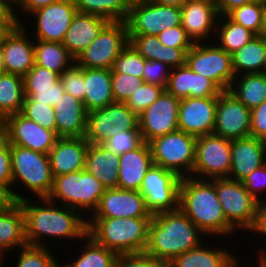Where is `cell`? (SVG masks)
I'll return each instance as SVG.
<instances>
[{"label":"cell","mask_w":266,"mask_h":267,"mask_svg":"<svg viewBox=\"0 0 266 267\" xmlns=\"http://www.w3.org/2000/svg\"><path fill=\"white\" fill-rule=\"evenodd\" d=\"M40 201L42 206L39 201L37 204L31 198L18 202L24 213L27 245L48 247L42 242L45 237L77 240L87 236L88 219L84 217V214L81 215L75 209L63 205H60V208L59 201L55 203L47 198H41Z\"/></svg>","instance_id":"1"},{"label":"cell","mask_w":266,"mask_h":267,"mask_svg":"<svg viewBox=\"0 0 266 267\" xmlns=\"http://www.w3.org/2000/svg\"><path fill=\"white\" fill-rule=\"evenodd\" d=\"M200 237L206 235L179 208L157 213L150 222L144 252L167 265L176 256L200 246Z\"/></svg>","instance_id":"2"},{"label":"cell","mask_w":266,"mask_h":267,"mask_svg":"<svg viewBox=\"0 0 266 267\" xmlns=\"http://www.w3.org/2000/svg\"><path fill=\"white\" fill-rule=\"evenodd\" d=\"M178 208L206 236L229 237L231 234L232 237L235 233L217 197L215 179L183 177L179 186Z\"/></svg>","instance_id":"3"},{"label":"cell","mask_w":266,"mask_h":267,"mask_svg":"<svg viewBox=\"0 0 266 267\" xmlns=\"http://www.w3.org/2000/svg\"><path fill=\"white\" fill-rule=\"evenodd\" d=\"M152 217L88 218V235L117 255L144 252Z\"/></svg>","instance_id":"4"},{"label":"cell","mask_w":266,"mask_h":267,"mask_svg":"<svg viewBox=\"0 0 266 267\" xmlns=\"http://www.w3.org/2000/svg\"><path fill=\"white\" fill-rule=\"evenodd\" d=\"M106 189L96 177L83 169L54 176L53 185L47 199L55 203L57 200L62 201L59 205L62 203L79 213L87 211L92 213V216L98 208Z\"/></svg>","instance_id":"5"},{"label":"cell","mask_w":266,"mask_h":267,"mask_svg":"<svg viewBox=\"0 0 266 267\" xmlns=\"http://www.w3.org/2000/svg\"><path fill=\"white\" fill-rule=\"evenodd\" d=\"M12 188L17 181L24 184L26 189L35 194L38 200L47 198L52 185L53 176L51 172L48 154H43L16 145H10Z\"/></svg>","instance_id":"6"},{"label":"cell","mask_w":266,"mask_h":267,"mask_svg":"<svg viewBox=\"0 0 266 267\" xmlns=\"http://www.w3.org/2000/svg\"><path fill=\"white\" fill-rule=\"evenodd\" d=\"M196 139V136L176 130L151 140L153 164L171 170L181 178L192 177Z\"/></svg>","instance_id":"7"},{"label":"cell","mask_w":266,"mask_h":267,"mask_svg":"<svg viewBox=\"0 0 266 267\" xmlns=\"http://www.w3.org/2000/svg\"><path fill=\"white\" fill-rule=\"evenodd\" d=\"M213 43L214 41L210 44L194 43L186 53L185 63L194 73H200L221 91H227L236 76L232 67V56Z\"/></svg>","instance_id":"8"},{"label":"cell","mask_w":266,"mask_h":267,"mask_svg":"<svg viewBox=\"0 0 266 267\" xmlns=\"http://www.w3.org/2000/svg\"><path fill=\"white\" fill-rule=\"evenodd\" d=\"M125 23L128 38L131 35L157 36L167 28L181 25V8L133 0Z\"/></svg>","instance_id":"9"},{"label":"cell","mask_w":266,"mask_h":267,"mask_svg":"<svg viewBox=\"0 0 266 267\" xmlns=\"http://www.w3.org/2000/svg\"><path fill=\"white\" fill-rule=\"evenodd\" d=\"M122 130H139V117L123 102H113L87 114L85 139L102 145Z\"/></svg>","instance_id":"10"},{"label":"cell","mask_w":266,"mask_h":267,"mask_svg":"<svg viewBox=\"0 0 266 267\" xmlns=\"http://www.w3.org/2000/svg\"><path fill=\"white\" fill-rule=\"evenodd\" d=\"M215 189L227 222L235 229L248 231L255 220L257 201L242 181L230 178L215 179Z\"/></svg>","instance_id":"11"},{"label":"cell","mask_w":266,"mask_h":267,"mask_svg":"<svg viewBox=\"0 0 266 267\" xmlns=\"http://www.w3.org/2000/svg\"><path fill=\"white\" fill-rule=\"evenodd\" d=\"M125 21L109 22L96 39L75 59L82 68L112 69L115 59L128 45Z\"/></svg>","instance_id":"12"},{"label":"cell","mask_w":266,"mask_h":267,"mask_svg":"<svg viewBox=\"0 0 266 267\" xmlns=\"http://www.w3.org/2000/svg\"><path fill=\"white\" fill-rule=\"evenodd\" d=\"M230 167L231 140L215 134L197 137L192 177L204 180L228 178Z\"/></svg>","instance_id":"13"},{"label":"cell","mask_w":266,"mask_h":267,"mask_svg":"<svg viewBox=\"0 0 266 267\" xmlns=\"http://www.w3.org/2000/svg\"><path fill=\"white\" fill-rule=\"evenodd\" d=\"M181 179L171 170L154 164L151 166L139 190L151 215L178 209Z\"/></svg>","instance_id":"14"},{"label":"cell","mask_w":266,"mask_h":267,"mask_svg":"<svg viewBox=\"0 0 266 267\" xmlns=\"http://www.w3.org/2000/svg\"><path fill=\"white\" fill-rule=\"evenodd\" d=\"M180 99L166 90L139 116V130L146 143L178 130Z\"/></svg>","instance_id":"15"},{"label":"cell","mask_w":266,"mask_h":267,"mask_svg":"<svg viewBox=\"0 0 266 267\" xmlns=\"http://www.w3.org/2000/svg\"><path fill=\"white\" fill-rule=\"evenodd\" d=\"M251 110L229 90L218 95L213 134L229 140L250 136Z\"/></svg>","instance_id":"16"},{"label":"cell","mask_w":266,"mask_h":267,"mask_svg":"<svg viewBox=\"0 0 266 267\" xmlns=\"http://www.w3.org/2000/svg\"><path fill=\"white\" fill-rule=\"evenodd\" d=\"M5 136L10 145L48 154L59 138L56 131L43 128L21 113L6 118Z\"/></svg>","instance_id":"17"},{"label":"cell","mask_w":266,"mask_h":267,"mask_svg":"<svg viewBox=\"0 0 266 267\" xmlns=\"http://www.w3.org/2000/svg\"><path fill=\"white\" fill-rule=\"evenodd\" d=\"M25 25L15 24L0 43L5 72L24 77L35 65L34 41Z\"/></svg>","instance_id":"18"},{"label":"cell","mask_w":266,"mask_h":267,"mask_svg":"<svg viewBox=\"0 0 266 267\" xmlns=\"http://www.w3.org/2000/svg\"><path fill=\"white\" fill-rule=\"evenodd\" d=\"M76 13L74 0H59L34 11L30 14L36 20L34 39L63 43L65 33Z\"/></svg>","instance_id":"19"},{"label":"cell","mask_w":266,"mask_h":267,"mask_svg":"<svg viewBox=\"0 0 266 267\" xmlns=\"http://www.w3.org/2000/svg\"><path fill=\"white\" fill-rule=\"evenodd\" d=\"M218 96L180 100L178 130L193 136L213 134Z\"/></svg>","instance_id":"20"},{"label":"cell","mask_w":266,"mask_h":267,"mask_svg":"<svg viewBox=\"0 0 266 267\" xmlns=\"http://www.w3.org/2000/svg\"><path fill=\"white\" fill-rule=\"evenodd\" d=\"M219 17L217 4L211 1L187 0L181 7V25L193 43L214 41L210 39L219 26Z\"/></svg>","instance_id":"21"},{"label":"cell","mask_w":266,"mask_h":267,"mask_svg":"<svg viewBox=\"0 0 266 267\" xmlns=\"http://www.w3.org/2000/svg\"><path fill=\"white\" fill-rule=\"evenodd\" d=\"M153 217L147 210L145 199L136 190L108 188L102 195L93 216L86 218Z\"/></svg>","instance_id":"22"},{"label":"cell","mask_w":266,"mask_h":267,"mask_svg":"<svg viewBox=\"0 0 266 267\" xmlns=\"http://www.w3.org/2000/svg\"><path fill=\"white\" fill-rule=\"evenodd\" d=\"M265 163V141L251 136L231 140V167L228 178L242 181Z\"/></svg>","instance_id":"23"},{"label":"cell","mask_w":266,"mask_h":267,"mask_svg":"<svg viewBox=\"0 0 266 267\" xmlns=\"http://www.w3.org/2000/svg\"><path fill=\"white\" fill-rule=\"evenodd\" d=\"M165 90L180 100L218 96L222 92L211 80L194 73L186 63L171 70Z\"/></svg>","instance_id":"24"},{"label":"cell","mask_w":266,"mask_h":267,"mask_svg":"<svg viewBox=\"0 0 266 267\" xmlns=\"http://www.w3.org/2000/svg\"><path fill=\"white\" fill-rule=\"evenodd\" d=\"M88 145L85 137H59L48 153L52 176L85 169Z\"/></svg>","instance_id":"25"},{"label":"cell","mask_w":266,"mask_h":267,"mask_svg":"<svg viewBox=\"0 0 266 267\" xmlns=\"http://www.w3.org/2000/svg\"><path fill=\"white\" fill-rule=\"evenodd\" d=\"M152 165L151 148L145 141L134 150L120 155L118 188L139 191L142 181Z\"/></svg>","instance_id":"26"},{"label":"cell","mask_w":266,"mask_h":267,"mask_svg":"<svg viewBox=\"0 0 266 267\" xmlns=\"http://www.w3.org/2000/svg\"><path fill=\"white\" fill-rule=\"evenodd\" d=\"M108 23L109 21L103 17L77 12L65 33L62 44L68 53L76 59Z\"/></svg>","instance_id":"27"},{"label":"cell","mask_w":266,"mask_h":267,"mask_svg":"<svg viewBox=\"0 0 266 267\" xmlns=\"http://www.w3.org/2000/svg\"><path fill=\"white\" fill-rule=\"evenodd\" d=\"M53 110L58 137H85L88 112L83 101L65 92Z\"/></svg>","instance_id":"28"},{"label":"cell","mask_w":266,"mask_h":267,"mask_svg":"<svg viewBox=\"0 0 266 267\" xmlns=\"http://www.w3.org/2000/svg\"><path fill=\"white\" fill-rule=\"evenodd\" d=\"M119 155L103 145L89 144L85 156V170L107 189L118 187Z\"/></svg>","instance_id":"29"},{"label":"cell","mask_w":266,"mask_h":267,"mask_svg":"<svg viewBox=\"0 0 266 267\" xmlns=\"http://www.w3.org/2000/svg\"><path fill=\"white\" fill-rule=\"evenodd\" d=\"M84 107L87 112L104 108L114 101L111 69L84 68Z\"/></svg>","instance_id":"30"},{"label":"cell","mask_w":266,"mask_h":267,"mask_svg":"<svg viewBox=\"0 0 266 267\" xmlns=\"http://www.w3.org/2000/svg\"><path fill=\"white\" fill-rule=\"evenodd\" d=\"M239 261L229 251L201 244L176 256L167 267H238Z\"/></svg>","instance_id":"31"},{"label":"cell","mask_w":266,"mask_h":267,"mask_svg":"<svg viewBox=\"0 0 266 267\" xmlns=\"http://www.w3.org/2000/svg\"><path fill=\"white\" fill-rule=\"evenodd\" d=\"M24 213L16 202L7 211L0 214V254L11 251L14 247L26 246ZM5 251V252H4Z\"/></svg>","instance_id":"32"},{"label":"cell","mask_w":266,"mask_h":267,"mask_svg":"<svg viewBox=\"0 0 266 267\" xmlns=\"http://www.w3.org/2000/svg\"><path fill=\"white\" fill-rule=\"evenodd\" d=\"M231 56L236 76L246 73H261L266 62V39L256 35Z\"/></svg>","instance_id":"33"},{"label":"cell","mask_w":266,"mask_h":267,"mask_svg":"<svg viewBox=\"0 0 266 267\" xmlns=\"http://www.w3.org/2000/svg\"><path fill=\"white\" fill-rule=\"evenodd\" d=\"M229 91L251 110L266 101V75L262 72L237 75Z\"/></svg>","instance_id":"34"},{"label":"cell","mask_w":266,"mask_h":267,"mask_svg":"<svg viewBox=\"0 0 266 267\" xmlns=\"http://www.w3.org/2000/svg\"><path fill=\"white\" fill-rule=\"evenodd\" d=\"M34 57L36 65L60 75L75 62L62 43L40 39L34 40Z\"/></svg>","instance_id":"35"},{"label":"cell","mask_w":266,"mask_h":267,"mask_svg":"<svg viewBox=\"0 0 266 267\" xmlns=\"http://www.w3.org/2000/svg\"><path fill=\"white\" fill-rule=\"evenodd\" d=\"M24 99L23 77L7 72L0 74V114L6 119L20 113Z\"/></svg>","instance_id":"36"},{"label":"cell","mask_w":266,"mask_h":267,"mask_svg":"<svg viewBox=\"0 0 266 267\" xmlns=\"http://www.w3.org/2000/svg\"><path fill=\"white\" fill-rule=\"evenodd\" d=\"M218 21L221 22V26L216 29L213 39H216L215 43L229 54H233L256 36L250 30L232 21L227 15H220Z\"/></svg>","instance_id":"37"},{"label":"cell","mask_w":266,"mask_h":267,"mask_svg":"<svg viewBox=\"0 0 266 267\" xmlns=\"http://www.w3.org/2000/svg\"><path fill=\"white\" fill-rule=\"evenodd\" d=\"M133 0H74L77 12L105 18L109 22L125 21Z\"/></svg>","instance_id":"38"},{"label":"cell","mask_w":266,"mask_h":267,"mask_svg":"<svg viewBox=\"0 0 266 267\" xmlns=\"http://www.w3.org/2000/svg\"><path fill=\"white\" fill-rule=\"evenodd\" d=\"M87 239V240H86ZM87 241L83 250L80 251L81 254L76 256L78 258L68 262V264L62 266V263L59 264L60 267H114L117 254L107 249L106 247L98 244L91 236H87L83 241Z\"/></svg>","instance_id":"39"},{"label":"cell","mask_w":266,"mask_h":267,"mask_svg":"<svg viewBox=\"0 0 266 267\" xmlns=\"http://www.w3.org/2000/svg\"><path fill=\"white\" fill-rule=\"evenodd\" d=\"M264 8V3H248L233 9L227 16L255 35H259Z\"/></svg>","instance_id":"40"},{"label":"cell","mask_w":266,"mask_h":267,"mask_svg":"<svg viewBox=\"0 0 266 267\" xmlns=\"http://www.w3.org/2000/svg\"><path fill=\"white\" fill-rule=\"evenodd\" d=\"M47 246L26 245L20 248L15 267H58L51 249ZM52 254V255H51Z\"/></svg>","instance_id":"41"},{"label":"cell","mask_w":266,"mask_h":267,"mask_svg":"<svg viewBox=\"0 0 266 267\" xmlns=\"http://www.w3.org/2000/svg\"><path fill=\"white\" fill-rule=\"evenodd\" d=\"M145 60L146 59L128 43L115 59L112 70L115 73L134 75L143 80Z\"/></svg>","instance_id":"42"},{"label":"cell","mask_w":266,"mask_h":267,"mask_svg":"<svg viewBox=\"0 0 266 267\" xmlns=\"http://www.w3.org/2000/svg\"><path fill=\"white\" fill-rule=\"evenodd\" d=\"M20 113L43 128L56 131V117L53 106L35 102L29 97H25Z\"/></svg>","instance_id":"43"},{"label":"cell","mask_w":266,"mask_h":267,"mask_svg":"<svg viewBox=\"0 0 266 267\" xmlns=\"http://www.w3.org/2000/svg\"><path fill=\"white\" fill-rule=\"evenodd\" d=\"M164 90L161 86L143 82L127 100L126 105L139 117L159 98Z\"/></svg>","instance_id":"44"},{"label":"cell","mask_w":266,"mask_h":267,"mask_svg":"<svg viewBox=\"0 0 266 267\" xmlns=\"http://www.w3.org/2000/svg\"><path fill=\"white\" fill-rule=\"evenodd\" d=\"M144 142L140 130H122L102 144L108 151L117 155L134 150Z\"/></svg>","instance_id":"45"},{"label":"cell","mask_w":266,"mask_h":267,"mask_svg":"<svg viewBox=\"0 0 266 267\" xmlns=\"http://www.w3.org/2000/svg\"><path fill=\"white\" fill-rule=\"evenodd\" d=\"M142 83L143 80L139 77L115 73L111 69V85L115 102L126 103Z\"/></svg>","instance_id":"46"},{"label":"cell","mask_w":266,"mask_h":267,"mask_svg":"<svg viewBox=\"0 0 266 267\" xmlns=\"http://www.w3.org/2000/svg\"><path fill=\"white\" fill-rule=\"evenodd\" d=\"M24 89H45L52 88L60 81V74L34 65L32 69L23 77Z\"/></svg>","instance_id":"47"},{"label":"cell","mask_w":266,"mask_h":267,"mask_svg":"<svg viewBox=\"0 0 266 267\" xmlns=\"http://www.w3.org/2000/svg\"><path fill=\"white\" fill-rule=\"evenodd\" d=\"M65 92L84 102V68L75 62L60 75Z\"/></svg>","instance_id":"48"},{"label":"cell","mask_w":266,"mask_h":267,"mask_svg":"<svg viewBox=\"0 0 266 267\" xmlns=\"http://www.w3.org/2000/svg\"><path fill=\"white\" fill-rule=\"evenodd\" d=\"M0 186L10 189L16 202L27 198L21 195L20 192L17 193L12 190L10 144L6 136L0 137Z\"/></svg>","instance_id":"49"},{"label":"cell","mask_w":266,"mask_h":267,"mask_svg":"<svg viewBox=\"0 0 266 267\" xmlns=\"http://www.w3.org/2000/svg\"><path fill=\"white\" fill-rule=\"evenodd\" d=\"M129 43L146 60L160 61L162 44L155 35H131Z\"/></svg>","instance_id":"50"},{"label":"cell","mask_w":266,"mask_h":267,"mask_svg":"<svg viewBox=\"0 0 266 267\" xmlns=\"http://www.w3.org/2000/svg\"><path fill=\"white\" fill-rule=\"evenodd\" d=\"M171 70L172 69L163 62L145 60L143 82L158 85L166 89Z\"/></svg>","instance_id":"51"},{"label":"cell","mask_w":266,"mask_h":267,"mask_svg":"<svg viewBox=\"0 0 266 267\" xmlns=\"http://www.w3.org/2000/svg\"><path fill=\"white\" fill-rule=\"evenodd\" d=\"M25 97L32 101L54 106L62 98L65 89L61 81L57 82L52 88L45 89H24Z\"/></svg>","instance_id":"52"},{"label":"cell","mask_w":266,"mask_h":267,"mask_svg":"<svg viewBox=\"0 0 266 267\" xmlns=\"http://www.w3.org/2000/svg\"><path fill=\"white\" fill-rule=\"evenodd\" d=\"M159 42L168 47L173 48H192L194 43L187 36L186 31L182 25H178L172 28H167L165 31L159 33Z\"/></svg>","instance_id":"53"},{"label":"cell","mask_w":266,"mask_h":267,"mask_svg":"<svg viewBox=\"0 0 266 267\" xmlns=\"http://www.w3.org/2000/svg\"><path fill=\"white\" fill-rule=\"evenodd\" d=\"M114 267H167V265L141 252L118 255Z\"/></svg>","instance_id":"54"},{"label":"cell","mask_w":266,"mask_h":267,"mask_svg":"<svg viewBox=\"0 0 266 267\" xmlns=\"http://www.w3.org/2000/svg\"><path fill=\"white\" fill-rule=\"evenodd\" d=\"M242 183L257 201H263L264 197L260 193L264 194L263 191H266V163L244 178Z\"/></svg>","instance_id":"55"},{"label":"cell","mask_w":266,"mask_h":267,"mask_svg":"<svg viewBox=\"0 0 266 267\" xmlns=\"http://www.w3.org/2000/svg\"><path fill=\"white\" fill-rule=\"evenodd\" d=\"M250 136L266 142V101L251 109Z\"/></svg>","instance_id":"56"},{"label":"cell","mask_w":266,"mask_h":267,"mask_svg":"<svg viewBox=\"0 0 266 267\" xmlns=\"http://www.w3.org/2000/svg\"><path fill=\"white\" fill-rule=\"evenodd\" d=\"M191 48H173L162 45L160 62L168 65L171 69L182 66L186 61V53Z\"/></svg>","instance_id":"57"},{"label":"cell","mask_w":266,"mask_h":267,"mask_svg":"<svg viewBox=\"0 0 266 267\" xmlns=\"http://www.w3.org/2000/svg\"><path fill=\"white\" fill-rule=\"evenodd\" d=\"M16 11L13 0H0V24H21Z\"/></svg>","instance_id":"58"},{"label":"cell","mask_w":266,"mask_h":267,"mask_svg":"<svg viewBox=\"0 0 266 267\" xmlns=\"http://www.w3.org/2000/svg\"><path fill=\"white\" fill-rule=\"evenodd\" d=\"M248 231L254 232L255 235L257 232L263 237L266 236V199L258 203L254 223Z\"/></svg>","instance_id":"59"},{"label":"cell","mask_w":266,"mask_h":267,"mask_svg":"<svg viewBox=\"0 0 266 267\" xmlns=\"http://www.w3.org/2000/svg\"><path fill=\"white\" fill-rule=\"evenodd\" d=\"M57 1L59 0H15L14 9L19 8L23 14L25 12L26 15H30L34 11Z\"/></svg>","instance_id":"60"},{"label":"cell","mask_w":266,"mask_h":267,"mask_svg":"<svg viewBox=\"0 0 266 267\" xmlns=\"http://www.w3.org/2000/svg\"><path fill=\"white\" fill-rule=\"evenodd\" d=\"M248 3H263L262 0H217V7L221 16L227 15L233 9Z\"/></svg>","instance_id":"61"},{"label":"cell","mask_w":266,"mask_h":267,"mask_svg":"<svg viewBox=\"0 0 266 267\" xmlns=\"http://www.w3.org/2000/svg\"><path fill=\"white\" fill-rule=\"evenodd\" d=\"M16 203L12 191L6 187L0 186V214L7 211Z\"/></svg>","instance_id":"62"},{"label":"cell","mask_w":266,"mask_h":267,"mask_svg":"<svg viewBox=\"0 0 266 267\" xmlns=\"http://www.w3.org/2000/svg\"><path fill=\"white\" fill-rule=\"evenodd\" d=\"M164 6L182 7L187 0H146Z\"/></svg>","instance_id":"63"},{"label":"cell","mask_w":266,"mask_h":267,"mask_svg":"<svg viewBox=\"0 0 266 267\" xmlns=\"http://www.w3.org/2000/svg\"><path fill=\"white\" fill-rule=\"evenodd\" d=\"M259 36L266 39V5L263 11V17H262V26L260 29Z\"/></svg>","instance_id":"64"},{"label":"cell","mask_w":266,"mask_h":267,"mask_svg":"<svg viewBox=\"0 0 266 267\" xmlns=\"http://www.w3.org/2000/svg\"><path fill=\"white\" fill-rule=\"evenodd\" d=\"M259 252L261 253L258 255V265L256 267H266V248L265 251L261 250Z\"/></svg>","instance_id":"65"},{"label":"cell","mask_w":266,"mask_h":267,"mask_svg":"<svg viewBox=\"0 0 266 267\" xmlns=\"http://www.w3.org/2000/svg\"><path fill=\"white\" fill-rule=\"evenodd\" d=\"M15 24H0V43L4 34L10 30Z\"/></svg>","instance_id":"66"},{"label":"cell","mask_w":266,"mask_h":267,"mask_svg":"<svg viewBox=\"0 0 266 267\" xmlns=\"http://www.w3.org/2000/svg\"><path fill=\"white\" fill-rule=\"evenodd\" d=\"M6 119L0 114V137L5 136Z\"/></svg>","instance_id":"67"},{"label":"cell","mask_w":266,"mask_h":267,"mask_svg":"<svg viewBox=\"0 0 266 267\" xmlns=\"http://www.w3.org/2000/svg\"><path fill=\"white\" fill-rule=\"evenodd\" d=\"M4 72H5V69H4V64H3V56H2L1 49H0V74H3Z\"/></svg>","instance_id":"68"},{"label":"cell","mask_w":266,"mask_h":267,"mask_svg":"<svg viewBox=\"0 0 266 267\" xmlns=\"http://www.w3.org/2000/svg\"><path fill=\"white\" fill-rule=\"evenodd\" d=\"M3 256H4V255L0 254V267H3V264H4V263L2 262V261H3V258H4Z\"/></svg>","instance_id":"69"},{"label":"cell","mask_w":266,"mask_h":267,"mask_svg":"<svg viewBox=\"0 0 266 267\" xmlns=\"http://www.w3.org/2000/svg\"><path fill=\"white\" fill-rule=\"evenodd\" d=\"M262 73L266 75V62H265V65H264V68H263V72Z\"/></svg>","instance_id":"70"},{"label":"cell","mask_w":266,"mask_h":267,"mask_svg":"<svg viewBox=\"0 0 266 267\" xmlns=\"http://www.w3.org/2000/svg\"><path fill=\"white\" fill-rule=\"evenodd\" d=\"M217 4V0H207Z\"/></svg>","instance_id":"71"}]
</instances>
